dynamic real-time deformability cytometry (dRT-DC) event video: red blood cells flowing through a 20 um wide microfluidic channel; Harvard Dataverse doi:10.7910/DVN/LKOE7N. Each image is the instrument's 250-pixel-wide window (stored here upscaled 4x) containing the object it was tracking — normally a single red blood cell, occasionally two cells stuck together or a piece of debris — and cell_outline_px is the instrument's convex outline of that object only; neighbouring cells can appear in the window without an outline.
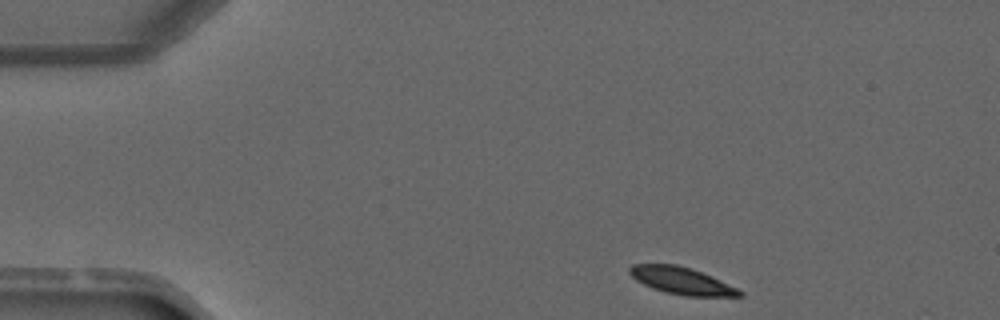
{"species": "common noctule bat (a hibernating species)", "species_latin": "Nyctalus noctula", "temperature_condition": "warm", "stored_images_in_passage": 3, "camera_frame_rate_fps": 3000, "um_per_image_px": 0.085, "animal": {"sex": "male", "forearm_length_mm": 52.5}, "frame": {"image": 1, "passage_image": 1, "time_ms": 0.0, "image_size_px": [1000, 320], "cell_outline_px": [[744, 296], [684, 296], [664, 292], [652, 288], [636, 280], [628, 272], [628, 268], [632, 264], [676, 264], [712, 276], [744, 292]], "centroid_in_image_um": [57.91, 23.87], "position_along_channel_um": 27.1, "area_um2": 17.22}}
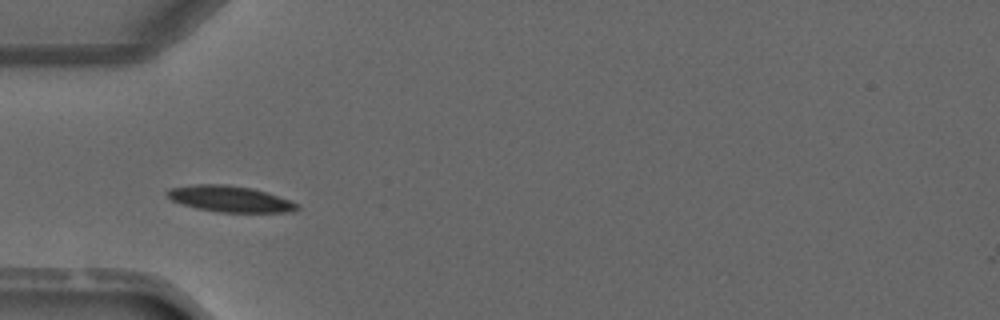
{"frame": {"image": 2, "passage_image": 3, "time_ms": 2.333, "image_size_px": [1000, 320], "cell_outline_px": [[300, 208], [292, 212], [220, 212], [196, 208], [172, 200], [164, 192], [168, 188], [192, 184], [224, 184], [252, 188], [268, 192], [300, 204]], "centroid_in_image_um": [19.56, 16.9], "position_along_channel_um": 65.4, "area_um2": 19.88}}